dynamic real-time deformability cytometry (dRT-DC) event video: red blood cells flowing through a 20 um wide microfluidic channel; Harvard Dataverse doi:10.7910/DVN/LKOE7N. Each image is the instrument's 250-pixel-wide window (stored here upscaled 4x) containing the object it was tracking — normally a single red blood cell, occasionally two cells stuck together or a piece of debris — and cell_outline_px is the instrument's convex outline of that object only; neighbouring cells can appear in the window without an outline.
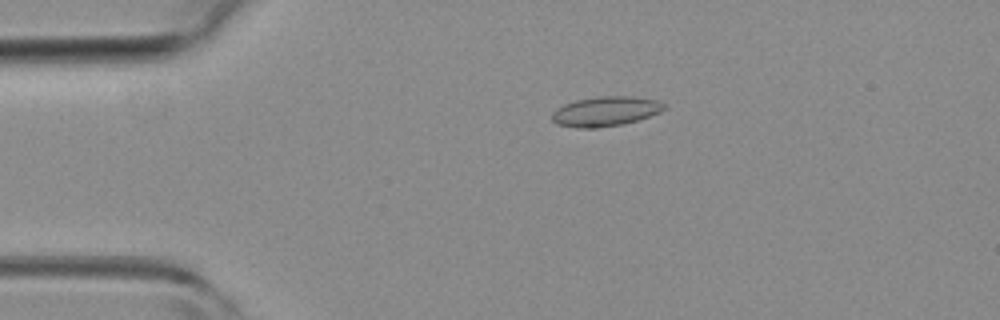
{"species": "common noctule bat (a hibernating species)", "species_latin": "Nyctalus noctula", "temperature_condition": "room temperature", "stored_images_in_passage": 45, "camera_frame_rate_fps": 3000, "um_per_image_px": 0.085, "animal": {"sex": "female", "body_mass_g": 19.3, "forearm_length_mm": 54.1}, "frame": {"image": 1, "passage_image": 7, "time_ms": 2.0, "image_size_px": [1000, 320], "cell_outline_px": [[664, 108], [660, 112], [624, 124], [596, 128], [580, 128], [556, 124], [552, 120], [552, 112], [556, 108], [564, 104], [576, 100], [600, 96], [628, 96], [656, 100], [664, 104]], "centroid_in_image_um": [51.42, 9.47], "position_along_channel_um": 33.6, "area_um2": 19.25}}
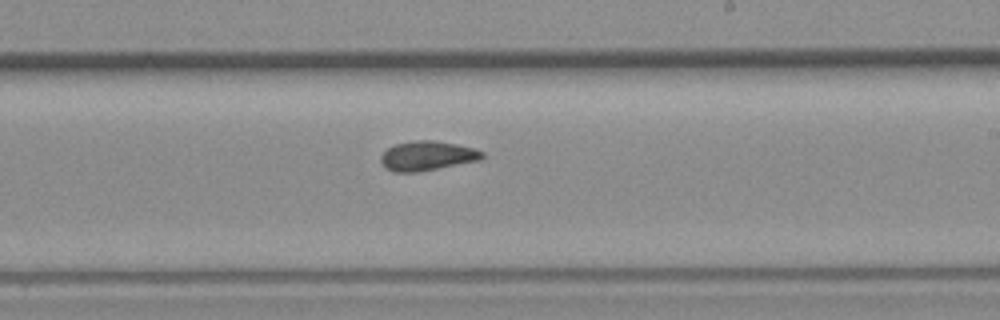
{"frame": {"image": 2, "passage_image": 25, "time_ms": 8.0, "image_size_px": [1000, 320], "cell_outline_px": [[484, 156], [480, 160], [416, 172], [392, 172], [384, 168], [380, 160], [380, 156], [388, 148], [396, 144], [416, 140], [432, 140], [456, 144], [472, 148], [484, 152]], "centroid_in_image_um": [36.28, 13.25], "position_along_channel_um": 252.7, "area_um2": 17.28}}
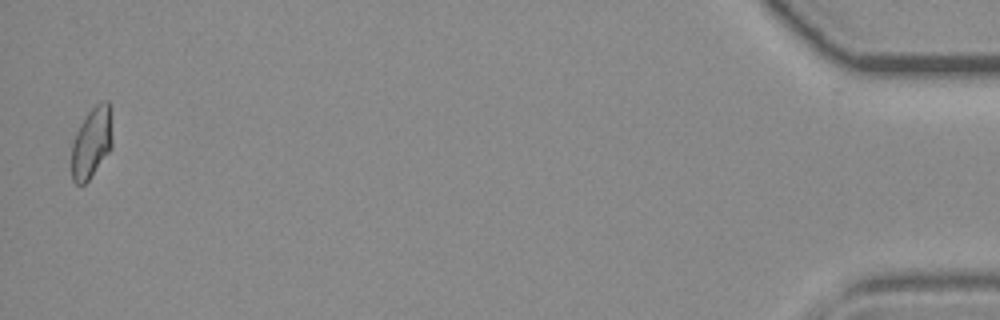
{"frame": {"image": 3, "passage_image": 44, "time_ms": 14.333, "image_size_px": [1000, 320], "cell_outline_px": [[112, 148], [88, 180], [84, 184], [76, 184], [72, 180], [72, 144], [76, 132], [80, 124], [88, 112], [96, 104], [104, 100], [108, 100], [112, 140]], "centroid_in_image_um": [7.78, 12.13], "position_along_channel_um": 427.4, "area_um2": 16.59}, "authors_computed_cell_mechanics": {"area_um2": 17.051, "velocity_mm_per_s": 4.3242, "shape_relaxation_time_tau1_ms": null, "shape_relaxation_time_tau2_ms": 6.9669, "deformation_change_tau1": null, "deformation_change_tau2": 0.1066}}